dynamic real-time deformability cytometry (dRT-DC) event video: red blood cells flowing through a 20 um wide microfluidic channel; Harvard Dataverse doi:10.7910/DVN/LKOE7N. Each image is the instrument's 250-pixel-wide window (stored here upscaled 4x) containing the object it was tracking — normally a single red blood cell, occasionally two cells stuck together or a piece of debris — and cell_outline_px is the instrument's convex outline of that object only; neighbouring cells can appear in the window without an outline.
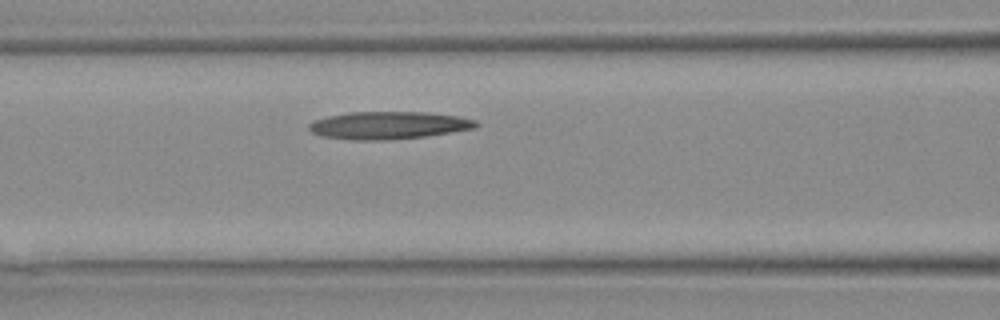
{"species": "Egyptian fruit bat (a non-hibernating species)", "species_latin": "Rousettus aegyptiacus", "temperature_condition": "warm", "stored_images_in_passage": 9, "camera_frame_rate_fps": 3000, "um_per_image_px": 0.085, "animal": {"sex": "female"}, "frame": {"image": 1, "passage_image": 7, "time_ms": 2.0, "image_size_px": [1000, 320], "cell_outline_px": [[480, 124], [476, 128], [424, 136], [388, 140], [356, 140], [320, 136], [312, 132], [308, 128], [308, 124], [312, 120], [328, 116], [348, 112], [428, 112], [456, 116], [476, 120]], "centroid_in_image_um": [32.99, 10.65], "position_along_channel_um": 133.6, "area_um2": 26.88}}
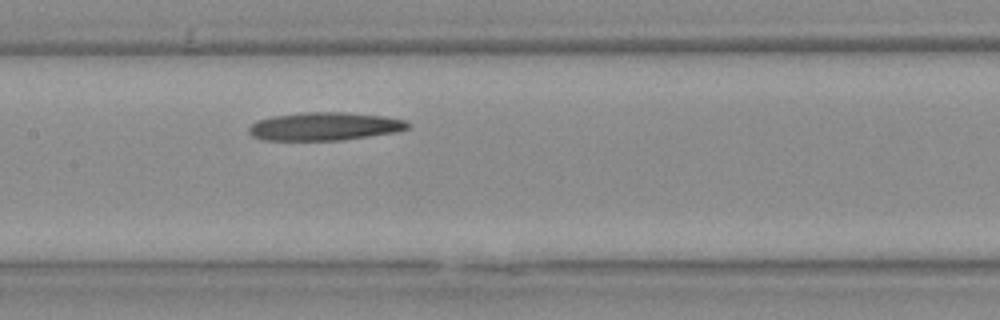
{"frame": {"image": 2, "passage_image": 9, "time_ms": 2.667, "image_size_px": [1000, 320], "cell_outline_px": [[412, 124], [408, 128], [396, 132], [340, 140], [264, 140], [252, 136], [248, 132], [248, 128], [256, 120], [272, 116], [304, 112], [344, 112], [384, 116], [408, 120]], "centroid_in_image_um": [27.6, 10.73], "position_along_channel_um": 179.8, "area_um2": 26.18}}